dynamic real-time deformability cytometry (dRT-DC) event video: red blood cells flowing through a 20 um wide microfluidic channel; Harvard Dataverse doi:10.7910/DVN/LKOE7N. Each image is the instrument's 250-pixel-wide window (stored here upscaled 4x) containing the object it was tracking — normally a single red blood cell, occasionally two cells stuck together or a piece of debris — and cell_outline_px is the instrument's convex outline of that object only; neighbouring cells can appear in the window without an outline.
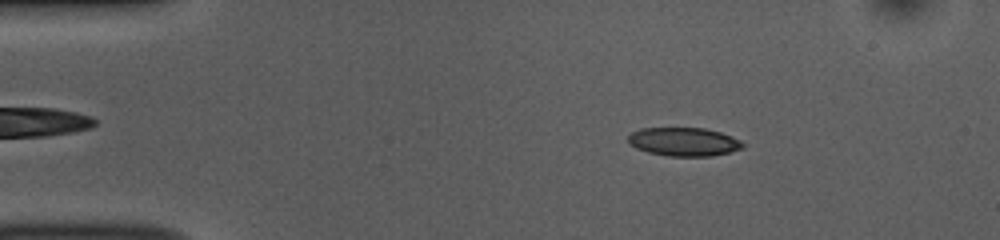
{"species": "common noctule bat (a hibernating species)", "species_latin": "Nyctalus noctula", "temperature_condition": "room temperature", "stored_images_in_passage": 51, "camera_frame_rate_fps": 3000, "um_per_image_px": 0.085, "animal": {"sex": "female", "body_mass_g": 10.0, "forearm_length_mm": 53.1}, "frame": {"image": 1, "passage_image": 8, "time_ms": 2.333, "image_size_px": [1000, 240], "cell_outline_px": [[744, 148], [712, 156], [668, 156], [648, 152], [636, 148], [628, 140], [628, 136], [632, 132], [640, 128], [704, 128], [720, 132], [732, 136], [740, 140], [744, 144]], "centroid_in_image_um": [58.14, 12.05], "position_along_channel_um": 26.9, "area_um2": 19.02}}
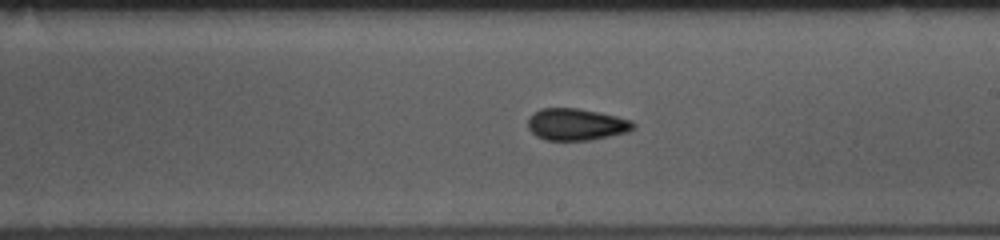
{"frame": {"image": 2, "passage_image": 29, "time_ms": 9.333, "image_size_px": [1000, 240], "cell_outline_px": [[636, 128], [628, 132], [592, 140], [544, 140], [536, 136], [528, 128], [528, 120], [540, 108], [580, 108], [600, 112], [632, 120], [636, 124]], "centroid_in_image_um": [49.03, 10.58], "position_along_channel_um": 240.0, "area_um2": 19.71}}
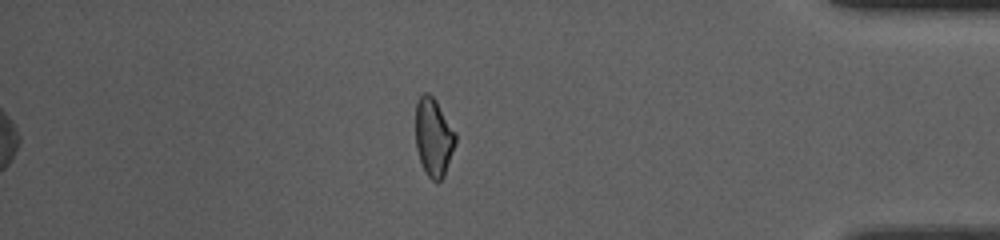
{"frame": {"image": 3, "passage_image": 44, "time_ms": 14.333, "image_size_px": [1000, 240], "cell_outline_px": [[456, 144], [444, 176], [436, 184], [428, 176], [420, 160], [416, 148], [416, 100], [424, 92], [428, 92], [436, 100], [456, 132]], "centroid_in_image_um": [36.86, 11.65], "position_along_channel_um": 398.3, "area_um2": 18.32}, "authors_computed_cell_mechanics": {"area_um2": 19.1318, "velocity_mm_per_s": 3.8696, "shape_relaxation_time_tau1_ms": null, "shape_relaxation_time_tau2_ms": 3.5803, "deformation_change_tau1": null, "deformation_change_tau2": 0.1143}}